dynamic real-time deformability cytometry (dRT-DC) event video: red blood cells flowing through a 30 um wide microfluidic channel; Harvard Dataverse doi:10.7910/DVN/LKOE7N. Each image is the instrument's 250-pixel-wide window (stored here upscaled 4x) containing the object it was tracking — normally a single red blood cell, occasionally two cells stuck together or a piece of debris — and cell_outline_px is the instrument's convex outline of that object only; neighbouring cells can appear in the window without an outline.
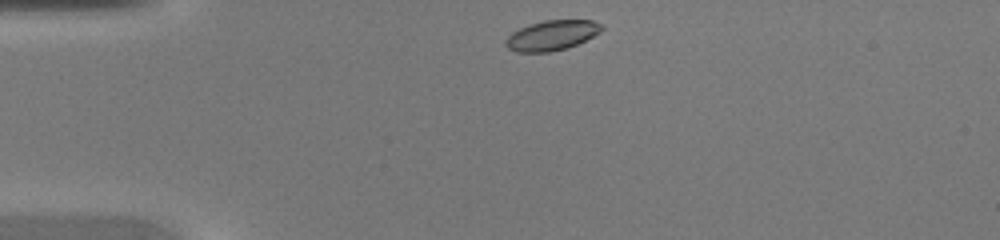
{"species": "common noctule bat (a hibernating species)", "species_latin": "Nyctalus noctula", "temperature_condition": "warm", "stored_images_in_passage": 36, "camera_frame_rate_fps": 3000, "um_per_image_px": 0.085, "animal": {"sex": "female", "body_mass_g": 20.0, "forearm_length_mm": 54.0}, "frame": {"image": 1, "passage_image": 1, "time_ms": 0.0, "image_size_px": [1000, 240], "cell_outline_px": [[604, 28], [600, 32], [568, 48], [548, 52], [516, 52], [508, 48], [504, 44], [504, 40], [512, 32], [528, 24], [544, 20], [592, 20], [600, 24]], "centroid_in_image_um": [46.86, 3.0], "position_along_channel_um": 38.1, "area_um2": 16.76}}
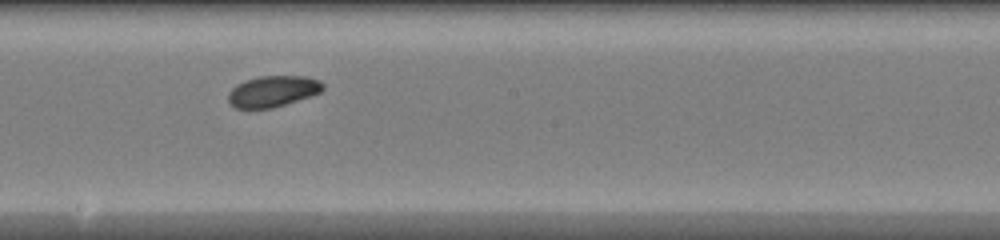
{"frame": {"image": 2, "passage_image": 16, "time_ms": 5.0, "image_size_px": [1000, 240], "cell_outline_px": [[324, 88], [320, 92], [312, 96], [272, 108], [236, 108], [228, 104], [228, 92], [236, 84], [244, 80], [260, 76], [308, 76], [320, 80], [324, 84]], "centroid_in_image_um": [23.19, 7.75], "position_along_channel_um": 225.0, "area_um2": 17.4}}
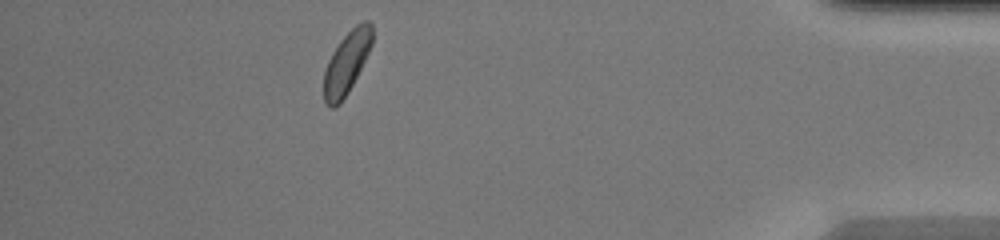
{"frame": {"image": 3, "passage_image": 31, "time_ms": 10.0, "image_size_px": [1000, 240], "cell_outline_px": [[372, 44], [348, 92], [340, 104], [332, 108], [328, 108], [324, 104], [324, 72], [328, 60], [332, 52], [340, 40], [356, 24], [364, 20], [368, 20], [372, 24]], "centroid_in_image_um": [29.44, 5.34], "position_along_channel_um": 405.8, "area_um2": 17.4}}